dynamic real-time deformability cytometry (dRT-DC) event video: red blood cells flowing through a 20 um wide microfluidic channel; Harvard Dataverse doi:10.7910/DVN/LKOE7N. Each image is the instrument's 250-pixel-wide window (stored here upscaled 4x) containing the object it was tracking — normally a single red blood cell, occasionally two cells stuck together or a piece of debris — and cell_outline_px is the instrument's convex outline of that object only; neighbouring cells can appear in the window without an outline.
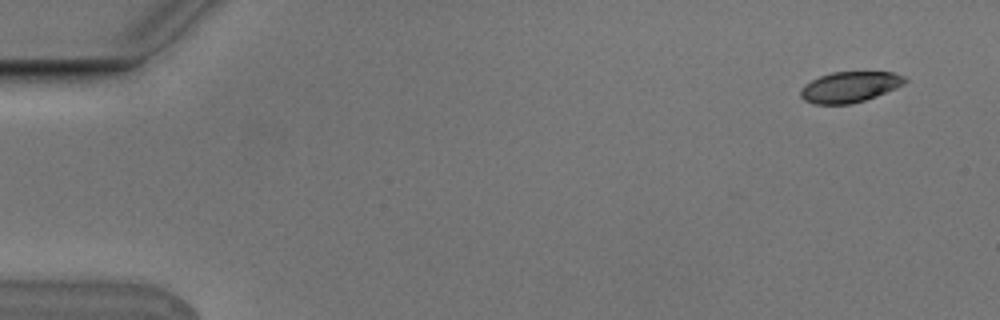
{"species": "Egyptian fruit bat (a non-hibernating species)", "species_latin": "Rousettus aegyptiacus", "temperature_condition": "cold", "stored_images_in_passage": 4, "camera_frame_rate_fps": 3000, "um_per_image_px": 0.085, "animal": {"sex": "male"}, "frame": {"image": 1, "passage_image": 1, "time_ms": 0.0, "image_size_px": [1000, 320], "cell_outline_px": [[908, 80], [904, 84], [896, 88], [876, 96], [852, 104], [816, 104], [804, 100], [800, 96], [800, 88], [804, 84], [820, 76], [832, 72], [892, 72], [904, 76]], "centroid_in_image_um": [72.22, 7.39], "position_along_channel_um": 12.8, "area_um2": 18.67}}
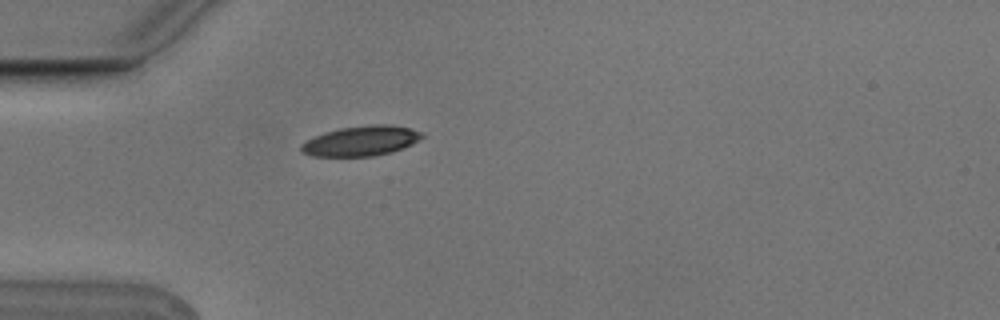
{"frame": {"image": 2, "passage_image": 4, "time_ms": 1.0, "image_size_px": [1000, 320], "cell_outline_px": [[424, 136], [412, 144], [404, 148], [392, 152], [372, 156], [312, 156], [300, 152], [300, 144], [324, 132], [340, 128], [372, 124], [388, 124], [408, 128], [424, 132]], "centroid_in_image_um": [30.7, 11.98], "position_along_channel_um": 54.3, "area_um2": 21.15}}